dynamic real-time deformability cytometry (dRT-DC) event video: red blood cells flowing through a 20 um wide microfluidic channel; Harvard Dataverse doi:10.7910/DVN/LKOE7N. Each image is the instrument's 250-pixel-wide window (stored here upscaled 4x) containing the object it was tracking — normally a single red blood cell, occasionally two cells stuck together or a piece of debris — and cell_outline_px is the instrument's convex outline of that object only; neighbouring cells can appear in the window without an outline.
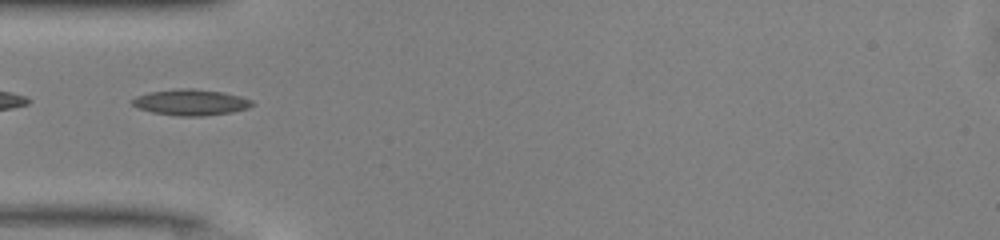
{"species": "common noctule bat (a hibernating species)", "species_latin": "Nyctalus noctula", "temperature_condition": "warm", "stored_images_in_passage": 35, "camera_frame_rate_fps": 3000, "um_per_image_px": 0.085, "animal": {"sex": "male", "body_mass_g": 13.0, "forearm_length_mm": 53.1}, "frame": {"image": 1, "passage_image": 1, "time_ms": 0.0, "image_size_px": [1000, 240], "cell_outline_px": [[256, 104], [248, 108], [232, 112], [204, 116], [180, 116], [152, 112], [140, 108], [132, 104], [132, 100], [136, 96], [148, 92], [176, 88], [192, 88], [220, 92], [240, 96], [252, 100]], "centroid_in_image_um": [16.23, 8.69], "position_along_channel_um": 68.8, "area_um2": 18.15}}